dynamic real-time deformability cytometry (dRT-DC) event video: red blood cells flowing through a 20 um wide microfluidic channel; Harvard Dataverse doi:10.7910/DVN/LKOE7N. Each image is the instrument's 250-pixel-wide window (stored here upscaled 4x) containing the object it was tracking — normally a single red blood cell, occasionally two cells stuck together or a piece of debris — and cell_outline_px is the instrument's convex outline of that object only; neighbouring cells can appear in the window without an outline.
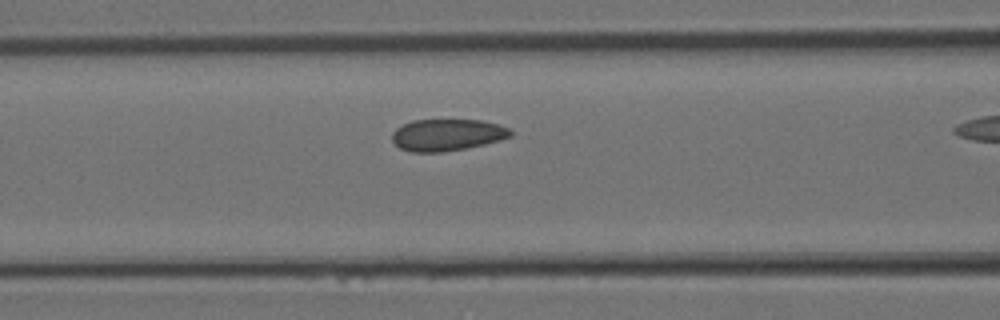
{"species": "Egyptian fruit bat (a non-hibernating species)", "species_latin": "Rousettus aegyptiacus", "temperature_condition": "room temperature", "stored_images_in_passage": 17, "camera_frame_rate_fps": 3000, "um_per_image_px": 0.085, "animal": {"sex": "female"}, "frame": {"image": 1, "passage_image": 6, "time_ms": 1.667, "image_size_px": [1000, 320], "cell_outline_px": [[512, 136], [500, 140], [484, 144], [464, 148], [440, 152], [412, 152], [400, 148], [392, 140], [392, 132], [396, 128], [412, 120], [480, 120], [512, 128]], "centroid_in_image_um": [38.01, 11.46], "position_along_channel_um": 128.6, "area_um2": 21.85}}
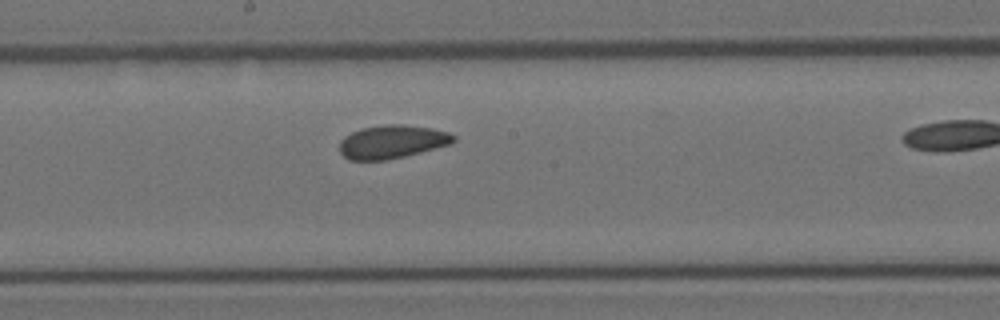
{"frame": {"image": 2, "passage_image": 10, "time_ms": 3.0, "image_size_px": [1000, 320], "cell_outline_px": [[456, 140], [452, 144], [404, 156], [384, 160], [348, 160], [340, 152], [340, 140], [344, 136], [352, 132], [364, 128], [388, 124], [400, 124], [432, 128], [448, 132], [456, 136]], "centroid_in_image_um": [33.34, 12.05], "position_along_channel_um": 214.9, "area_um2": 22.08}}
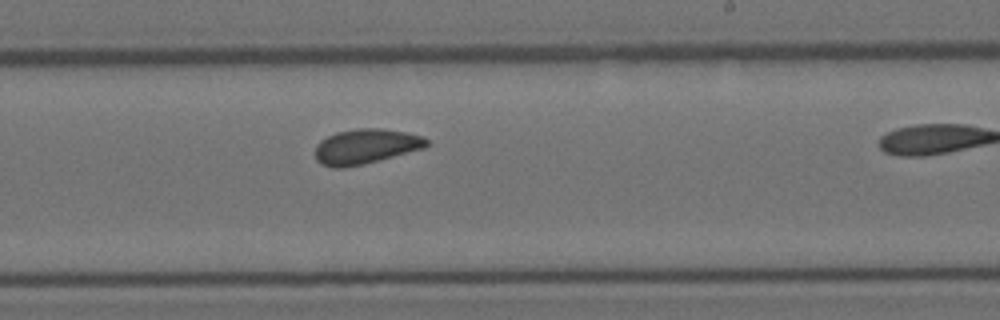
{"frame": {"image": 3, "passage_image": 12, "time_ms": 3.667, "image_size_px": [1000, 320], "cell_outline_px": [[428, 144], [424, 148], [380, 160], [364, 164], [344, 168], [332, 168], [320, 164], [316, 160], [316, 144], [320, 140], [336, 132], [356, 128], [380, 128], [404, 132], [424, 136], [428, 140]], "centroid_in_image_um": [31.06, 12.45], "position_along_channel_um": 257.9, "area_um2": 22.83}}